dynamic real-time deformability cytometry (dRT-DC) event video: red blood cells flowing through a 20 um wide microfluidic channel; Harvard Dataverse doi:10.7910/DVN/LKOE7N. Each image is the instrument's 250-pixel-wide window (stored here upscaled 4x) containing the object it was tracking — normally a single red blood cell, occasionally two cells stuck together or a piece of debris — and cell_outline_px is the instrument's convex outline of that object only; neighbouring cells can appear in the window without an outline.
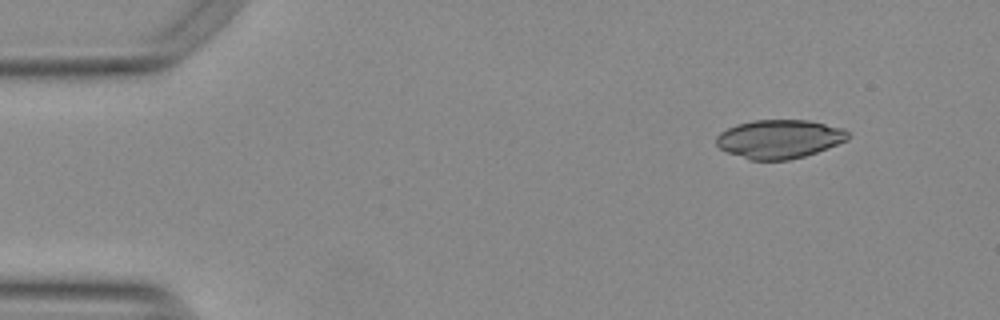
{"species": "Egyptian fruit bat (a non-hibernating species)", "species_latin": "Rousettus aegyptiacus", "temperature_condition": "warm", "stored_images_in_passage": 49, "camera_frame_rate_fps": 3000, "um_per_image_px": 0.085, "animal": {"sex": "female"}, "frame": {"image": 1, "passage_image": 1, "time_ms": 0.0, "image_size_px": [1000, 320], "cell_outline_px": [[848, 140], [828, 148], [804, 156], [788, 160], [748, 160], [728, 152], [720, 148], [716, 144], [716, 136], [720, 132], [736, 124], [752, 120], [808, 120], [844, 128], [848, 132]], "centroid_in_image_um": [66.24, 11.81], "position_along_channel_um": 18.8, "area_um2": 29.77}}
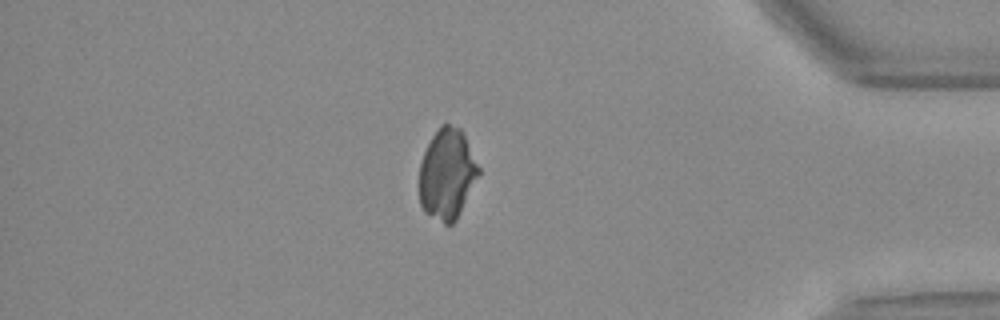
{"frame": {"image": 2, "passage_image": 41, "time_ms": 13.333, "image_size_px": [1000, 320], "cell_outline_px": [[480, 172], [456, 220], [452, 224], [444, 224], [424, 212], [420, 204], [420, 164], [424, 152], [432, 136], [440, 124], [448, 124], [460, 128], [480, 168]], "centroid_in_image_um": [37.99, 14.8], "position_along_channel_um": 397.2, "area_um2": 30.98}}
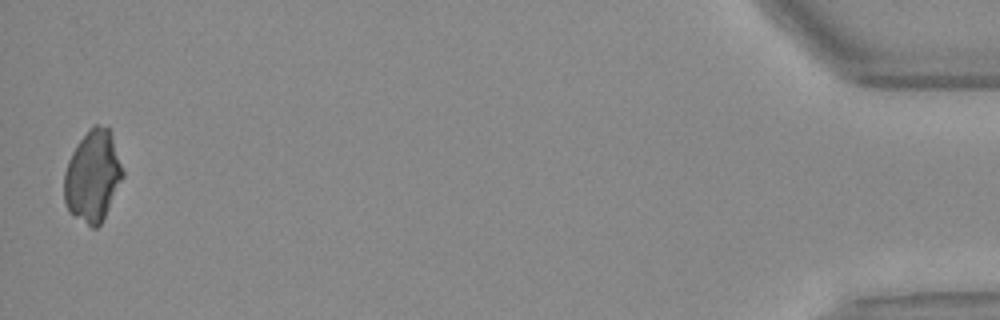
{"frame": {"image": 3, "passage_image": 48, "time_ms": 15.667, "image_size_px": [1000, 320], "cell_outline_px": [[124, 176], [100, 224], [96, 228], [92, 228], [76, 216], [68, 208], [64, 200], [64, 172], [68, 160], [72, 152], [80, 140], [92, 124], [96, 124], [108, 128], [112, 132], [124, 172]], "centroid_in_image_um": [7.89, 14.92], "position_along_channel_um": 427.3, "area_um2": 30.98}}